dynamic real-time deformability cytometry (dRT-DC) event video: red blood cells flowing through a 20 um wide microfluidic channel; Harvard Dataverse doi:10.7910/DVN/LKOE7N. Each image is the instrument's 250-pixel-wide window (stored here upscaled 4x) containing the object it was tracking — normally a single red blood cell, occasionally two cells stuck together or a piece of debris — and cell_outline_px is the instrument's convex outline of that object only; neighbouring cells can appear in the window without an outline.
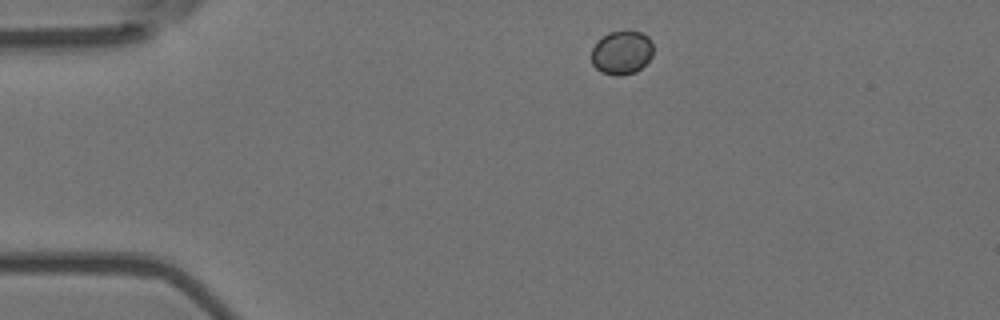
{"species": "Egyptian fruit bat (a non-hibernating species)", "species_latin": "Rousettus aegyptiacus", "temperature_condition": "room temperature", "stored_images_in_passage": 3, "camera_frame_rate_fps": 3000, "um_per_image_px": 0.085, "animal": {"sex": "female"}, "frame": {"image": 1, "passage_image": 1, "time_ms": 0.0, "image_size_px": [1000, 320], "cell_outline_px": [[652, 56], [636, 72], [620, 76], [616, 76], [600, 72], [592, 64], [592, 48], [596, 40], [608, 32], [640, 32], [648, 36], [652, 40]], "centroid_in_image_um": [52.82, 4.48], "position_along_channel_um": 32.2, "area_um2": 15.78}}
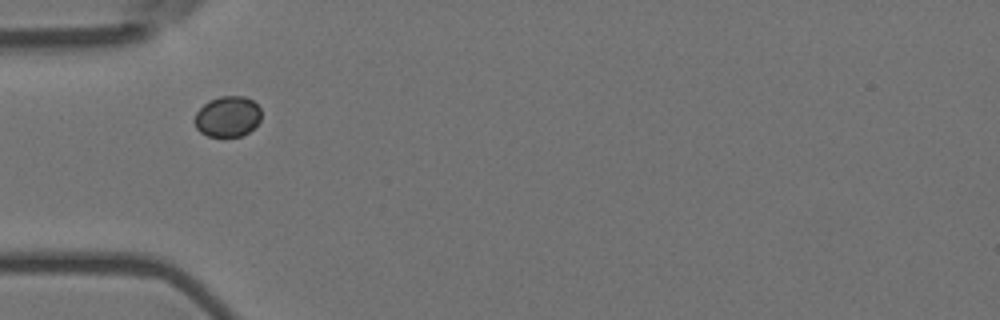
{"frame": {"image": 2, "passage_image": 3, "time_ms": 0.667, "image_size_px": [1000, 320], "cell_outline_px": [[260, 120], [248, 132], [240, 136], [208, 136], [200, 132], [196, 128], [196, 112], [204, 104], [220, 96], [244, 96], [252, 100], [260, 108]], "centroid_in_image_um": [19.35, 9.9], "position_along_channel_um": 65.6, "area_um2": 15.49}}